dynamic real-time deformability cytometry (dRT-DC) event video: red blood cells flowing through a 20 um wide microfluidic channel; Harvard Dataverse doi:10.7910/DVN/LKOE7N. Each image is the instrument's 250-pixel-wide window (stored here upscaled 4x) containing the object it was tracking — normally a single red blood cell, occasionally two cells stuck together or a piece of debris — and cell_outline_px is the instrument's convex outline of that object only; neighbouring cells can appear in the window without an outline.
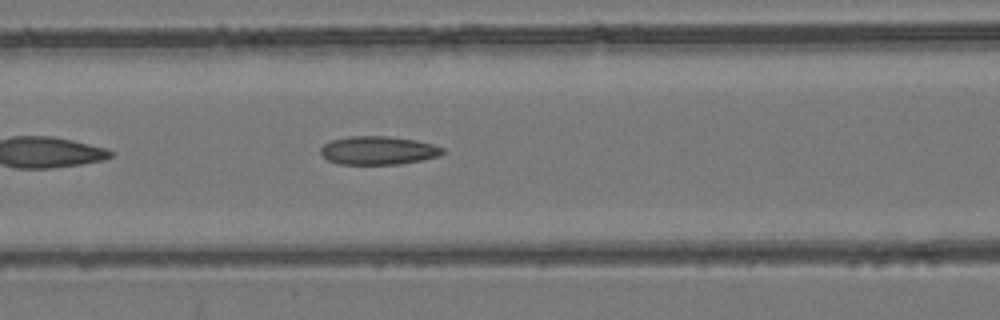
{"species": "common noctule bat (a hibernating species)", "species_latin": "Nyctalus noctula", "temperature_condition": "room temperature", "stored_images_in_passage": 38, "camera_frame_rate_fps": 3000, "um_per_image_px": 0.085, "animal": {"sex": "female", "body_mass_g": 24.6, "forearm_length_mm": 56.2}, "frame": {"image": 1, "passage_image": 7, "time_ms": 2.0, "image_size_px": [1000, 320], "cell_outline_px": [[444, 152], [440, 156], [400, 164], [340, 164], [328, 160], [320, 152], [320, 148], [324, 144], [332, 140], [348, 136], [388, 136], [416, 140], [432, 144], [444, 148]], "centroid_in_image_um": [32.15, 12.78], "position_along_channel_um": 134.4, "area_um2": 20.17}}
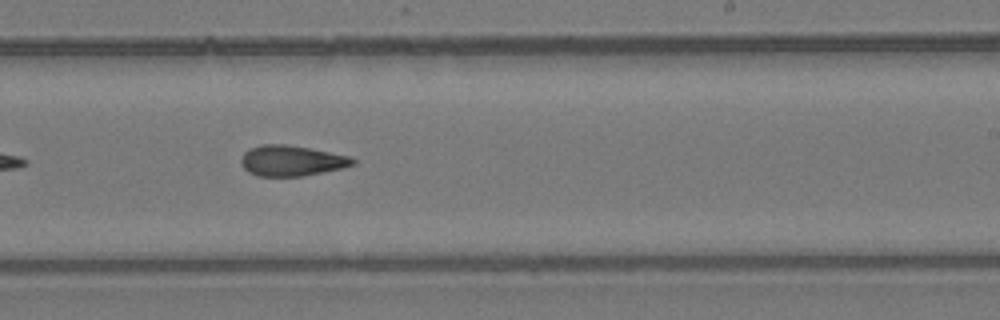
{"frame": {"image": 2, "passage_image": 17, "time_ms": 5.333, "image_size_px": [1000, 320], "cell_outline_px": [[356, 164], [340, 168], [300, 176], [256, 176], [248, 172], [244, 168], [240, 160], [244, 152], [248, 148], [260, 144], [284, 144], [308, 148], [348, 156], [356, 160]], "centroid_in_image_um": [24.71, 13.65], "position_along_channel_um": 264.3, "area_um2": 19.71}}
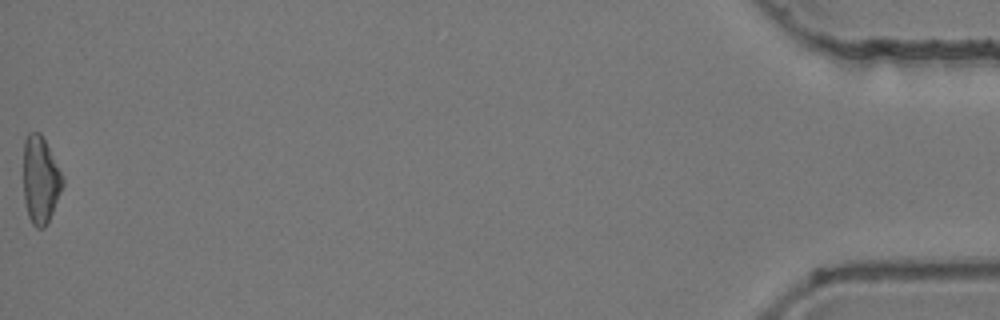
{"frame": {"image": 3, "passage_image": 38, "time_ms": 12.333, "image_size_px": [1000, 320], "cell_outline_px": [[64, 184], [48, 224], [44, 228], [36, 228], [32, 224], [28, 216], [24, 200], [24, 140], [28, 132], [40, 132], [64, 180]], "centroid_in_image_um": [3.43, 15.34], "position_along_channel_um": 431.8, "area_um2": 19.77}, "authors_computed_cell_mechanics": {"area_um2": 19.941, "velocity_mm_per_s": 3.9015, "shape_relaxation_time_tau1_ms": null, "shape_relaxation_time_tau2_ms": 5.5479, "deformation_change_tau1": null, "deformation_change_tau2": 0.1441}}